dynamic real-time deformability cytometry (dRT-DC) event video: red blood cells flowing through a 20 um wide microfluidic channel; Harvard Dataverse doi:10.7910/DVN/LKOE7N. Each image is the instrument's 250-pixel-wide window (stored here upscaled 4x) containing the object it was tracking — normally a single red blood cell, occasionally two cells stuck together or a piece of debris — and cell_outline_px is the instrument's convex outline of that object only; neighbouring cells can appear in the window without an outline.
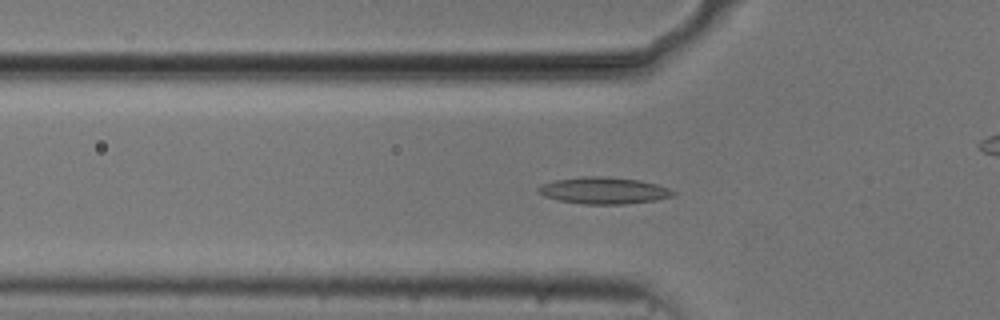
{"species": "common noctule bat (a hibernating species)", "species_latin": "Nyctalus noctula", "temperature_condition": "cold", "stored_images_in_passage": 55, "camera_frame_rate_fps": 3000, "um_per_image_px": 0.085, "animal": {"sex": "male", "body_mass_g": 20.5, "forearm_length_mm": 52.5}, "frame": {"image": 1, "passage_image": 18, "time_ms": 5.667, "image_size_px": [1000, 320], "cell_outline_px": [[676, 192], [672, 196], [656, 200], [624, 204], [584, 204], [560, 200], [544, 196], [536, 188], [540, 184], [552, 180], [580, 176], [608, 176], [640, 180], [656, 184], [668, 188]], "centroid_in_image_um": [51.29, 16.18], "position_along_channel_um": 74.5, "area_um2": 21.1}}
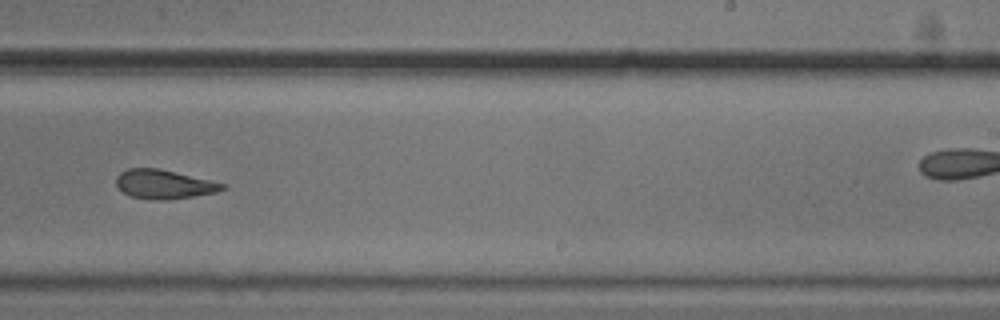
{"frame": {"image": 2, "passage_image": 34, "time_ms": 11.0, "image_size_px": [1000, 320], "cell_outline_px": [[228, 188], [216, 192], [192, 196], [164, 200], [156, 200], [132, 196], [124, 192], [116, 184], [116, 176], [120, 172], [128, 168], [156, 168], [228, 184]], "centroid_in_image_um": [13.96, 15.66], "position_along_channel_um": 275.0, "area_um2": 17.74}}
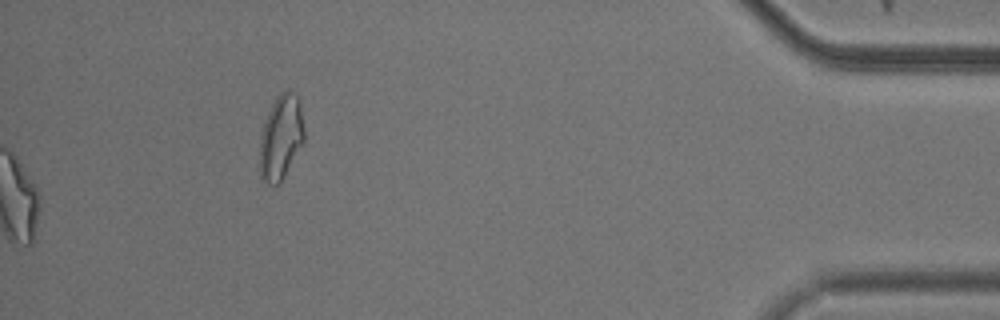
{"frame": {"image": 3, "passage_image": 55, "time_ms": 18.0, "image_size_px": [1000, 320], "cell_outline_px": [[304, 140], [280, 184], [268, 184], [260, 176], [260, 132], [268, 112], [276, 96], [280, 92], [288, 88], [300, 100], [304, 128]], "centroid_in_image_um": [23.87, 11.64], "position_along_channel_um": 411.3, "area_um2": 22.02}, "authors_computed_cell_mechanics": {"area_um2": 19.5364, "velocity_mm_per_s": 3.7517, "shape_relaxation_time_tau1_ms": null, "shape_relaxation_time_tau2_ms": 3.3714, "deformation_change_tau1": null, "deformation_change_tau2": 0.1177}}